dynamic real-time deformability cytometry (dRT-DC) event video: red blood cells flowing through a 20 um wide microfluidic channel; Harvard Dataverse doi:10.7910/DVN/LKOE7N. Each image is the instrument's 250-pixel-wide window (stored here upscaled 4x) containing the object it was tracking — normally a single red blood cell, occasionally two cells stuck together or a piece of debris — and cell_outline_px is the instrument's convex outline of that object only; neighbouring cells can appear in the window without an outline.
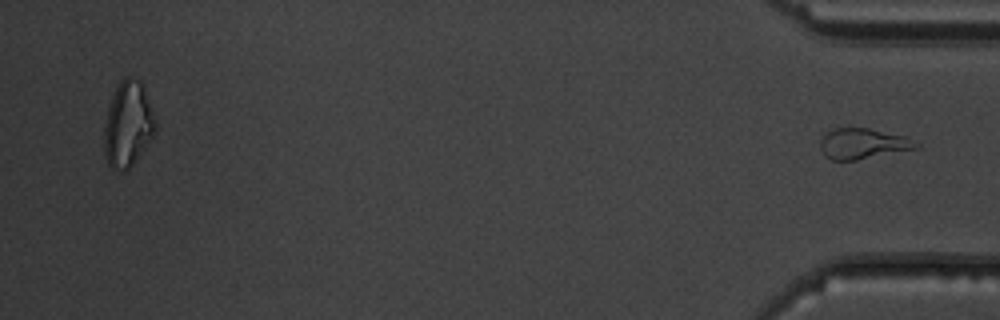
{"species": "common noctule bat (a hibernating species)", "species_latin": "Nyctalus noctula", "temperature_condition": "warm", "stored_images_in_passage": 47, "segment_of_instrument_passage": [2, 2], "camera_frame_rate_fps": 3000, "um_per_image_px": 0.085, "animal": {"sex": "male", "body_mass_g": 19.5, "forearm_length_mm": 54.6}, "frame": {"image": 1, "passage_image": 47, "time_ms": 15.333, "image_size_px": [1000, 320], "cell_outline_px": [[920, 144], [916, 148], [856, 160], [832, 160], [824, 156], [820, 148], [820, 140], [828, 132], [836, 128], [868, 128], [904, 136]], "centroid_in_image_um": [73.31, 12.22], "position_along_channel_um": 361.9, "area_um2": 16.76}}